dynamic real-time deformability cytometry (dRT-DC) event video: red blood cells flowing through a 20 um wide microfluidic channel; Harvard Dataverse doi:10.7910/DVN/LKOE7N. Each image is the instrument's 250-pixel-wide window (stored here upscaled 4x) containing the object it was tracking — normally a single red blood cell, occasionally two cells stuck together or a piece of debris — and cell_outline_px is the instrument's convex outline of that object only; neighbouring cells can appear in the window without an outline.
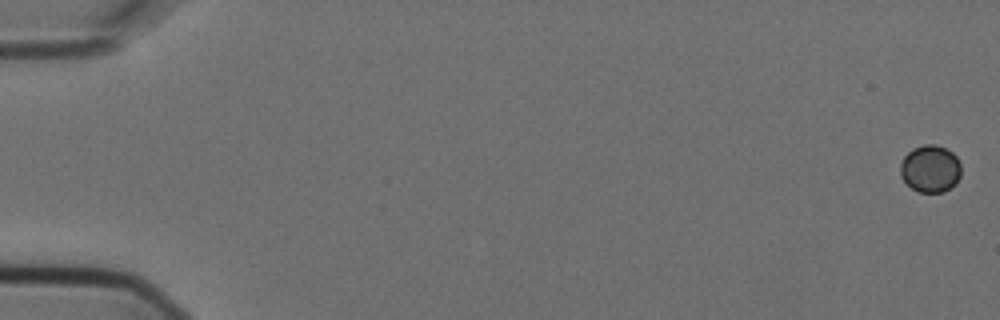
{"species": "Egyptian fruit bat (a non-hibernating species)", "species_latin": "Rousettus aegyptiacus", "temperature_condition": "cold", "stored_images_in_passage": 5, "camera_frame_rate_fps": 3000, "um_per_image_px": 0.085, "animal": {"sex": "female"}, "frame": {"image": 1, "passage_image": 1, "time_ms": 0.0, "image_size_px": [1000, 320], "cell_outline_px": [[960, 176], [956, 184], [944, 192], [920, 192], [912, 188], [900, 176], [900, 164], [904, 156], [912, 148], [924, 144], [936, 144], [952, 152], [956, 156], [960, 164]], "centroid_in_image_um": [79.07, 14.33], "position_along_channel_um": 5.9, "area_um2": 16.82}}
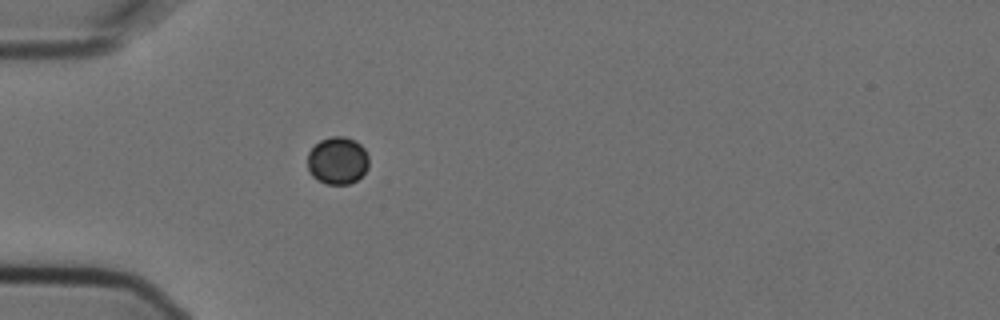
{"frame": {"image": 2, "passage_image": 5, "time_ms": 1.333, "image_size_px": [1000, 320], "cell_outline_px": [[368, 168], [356, 180], [348, 184], [328, 184], [316, 180], [308, 172], [308, 152], [320, 140], [332, 136], [344, 136], [356, 140], [364, 148], [368, 156]], "centroid_in_image_um": [28.68, 13.64], "position_along_channel_um": 56.3, "area_um2": 17.05}}